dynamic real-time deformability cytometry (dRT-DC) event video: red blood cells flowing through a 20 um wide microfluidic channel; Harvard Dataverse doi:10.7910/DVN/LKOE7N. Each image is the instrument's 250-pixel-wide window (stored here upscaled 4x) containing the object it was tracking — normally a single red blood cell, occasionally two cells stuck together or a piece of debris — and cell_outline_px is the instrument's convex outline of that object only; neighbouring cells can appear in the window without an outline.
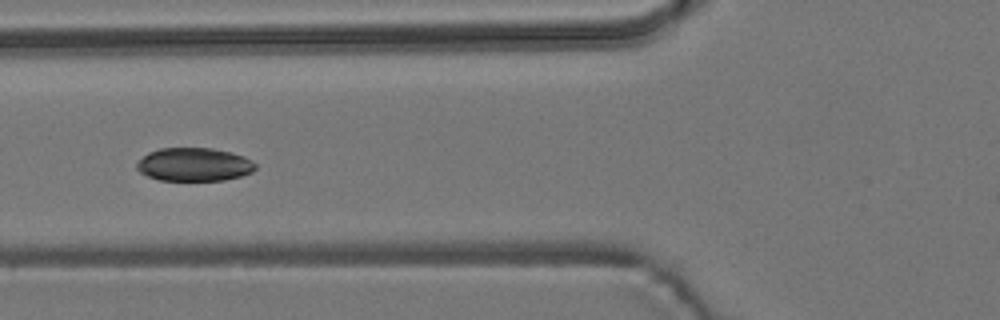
{"species": "common noctule bat (a hibernating species)", "species_latin": "Nyctalus noctula", "temperature_condition": "room temperature", "stored_images_in_passage": 7, "camera_frame_rate_fps": 3000, "um_per_image_px": 0.085, "animal": {"sex": "male", "body_mass_g": 19.2, "forearm_length_mm": 51.8}, "frame": {"image": 1, "passage_image": 5, "time_ms": 4.333, "image_size_px": [1000, 320], "cell_outline_px": [[256, 168], [252, 172], [240, 176], [224, 180], [160, 180], [148, 176], [140, 172], [136, 168], [136, 164], [148, 152], [160, 148], [212, 148], [244, 156], [252, 160], [256, 164]], "centroid_in_image_um": [16.5, 13.98], "position_along_channel_um": 109.3, "area_um2": 22.95}}
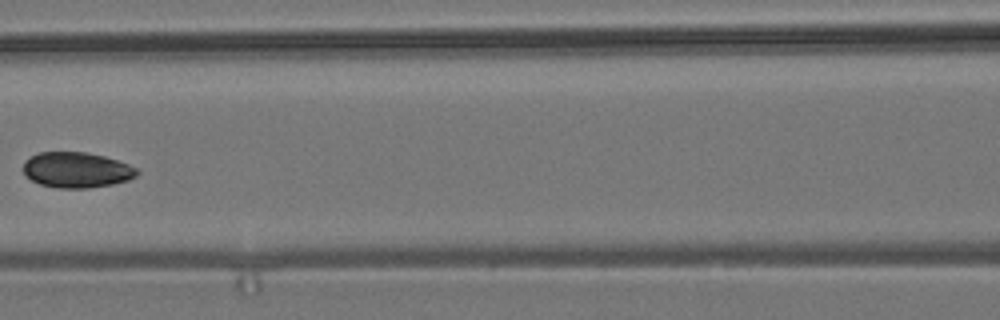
{"frame": {"image": 2, "passage_image": 6, "time_ms": 5.667, "image_size_px": [1000, 320], "cell_outline_px": [[140, 172], [136, 176], [128, 180], [112, 184], [88, 188], [60, 188], [40, 184], [24, 176], [24, 160], [40, 152], [84, 152], [104, 156], [128, 164], [136, 168]], "centroid_in_image_um": [6.5, 14.45], "position_along_channel_um": 160.1, "area_um2": 23.47}}
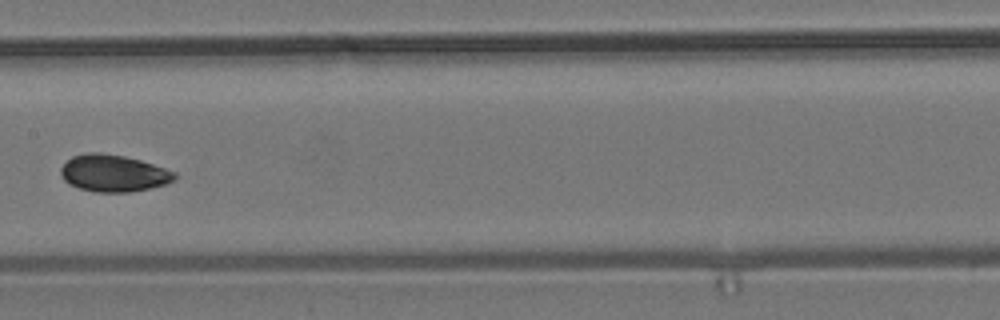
{"frame": {"image": 3, "passage_image": 7, "time_ms": 6.667, "image_size_px": [1000, 320], "cell_outline_px": [[176, 180], [168, 184], [128, 192], [96, 192], [80, 188], [68, 184], [64, 180], [60, 172], [60, 168], [72, 156], [88, 152], [100, 152], [124, 156], [140, 160], [176, 172]], "centroid_in_image_um": [9.64, 14.72], "position_along_channel_um": 197.8, "area_um2": 24.51}}